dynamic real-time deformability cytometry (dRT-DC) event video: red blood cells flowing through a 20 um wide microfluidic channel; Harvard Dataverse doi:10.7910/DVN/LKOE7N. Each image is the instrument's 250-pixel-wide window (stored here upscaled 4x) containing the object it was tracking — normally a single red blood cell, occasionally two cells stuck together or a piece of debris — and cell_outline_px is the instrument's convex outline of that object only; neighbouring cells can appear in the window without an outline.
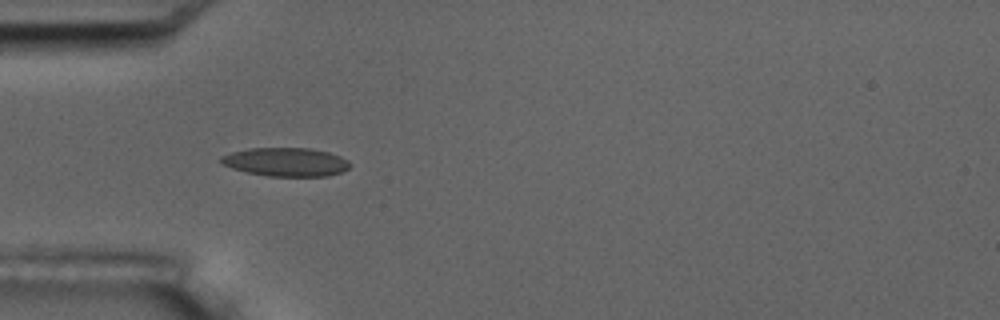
{"species": "common noctule bat (a hibernating species)", "species_latin": "Nyctalus noctula", "temperature_condition": "room temperature", "stored_images_in_passage": 5, "camera_frame_rate_fps": 3000, "um_per_image_px": 0.085, "animal": {"sex": "male", "body_mass_g": 17.5, "forearm_length_mm": 52.3}, "frame": {"image": 1, "passage_image": 4, "time_ms": 4.667, "image_size_px": [1000, 320], "cell_outline_px": [[352, 164], [348, 168], [340, 172], [328, 176], [268, 176], [248, 172], [232, 168], [220, 164], [220, 156], [232, 152], [248, 148], [308, 148], [328, 152], [340, 156], [348, 160]], "centroid_in_image_um": [24.29, 13.76], "position_along_channel_um": 60.7, "area_um2": 21.5}}